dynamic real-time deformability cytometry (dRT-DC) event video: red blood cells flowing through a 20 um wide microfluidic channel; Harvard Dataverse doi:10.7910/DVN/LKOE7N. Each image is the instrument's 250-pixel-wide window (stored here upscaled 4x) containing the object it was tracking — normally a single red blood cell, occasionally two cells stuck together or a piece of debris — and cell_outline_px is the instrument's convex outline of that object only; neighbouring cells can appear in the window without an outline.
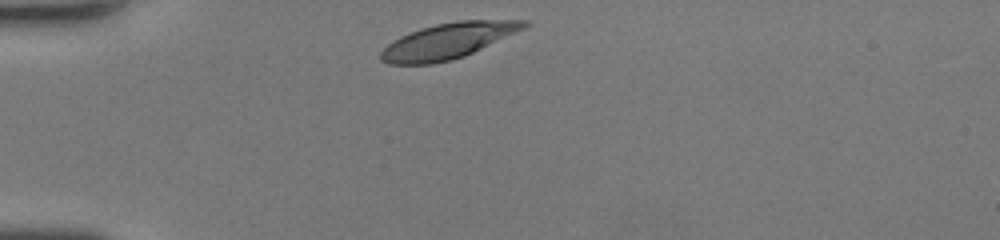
{"species": "human", "species_latin": "Homo sapiens", "temperature_condition": "room temperature", "stored_images_in_passage": 27, "camera_frame_rate_fps": 3000, "um_per_image_px": 0.085, "donor": {"sex": "female"}, "frame": {"image": 1, "passage_image": 1, "time_ms": 0.0, "image_size_px": [1000, 240], "cell_outline_px": [[532, 24], [524, 28], [464, 56], [452, 60], [432, 64], [388, 64], [380, 60], [380, 52], [388, 44], [400, 36], [420, 28], [436, 24], [456, 20], [528, 20]], "centroid_in_image_um": [38.06, 3.47], "position_along_channel_um": 46.9, "area_um2": 29.54}}
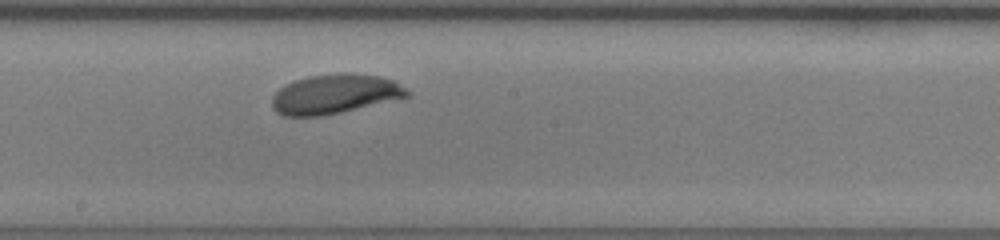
{"frame": {"image": 2, "passage_image": 15, "time_ms": 4.667, "image_size_px": [1000, 240], "cell_outline_px": [[412, 96], [340, 112], [320, 116], [284, 116], [276, 112], [272, 108], [272, 96], [284, 84], [308, 76], [344, 72], [380, 76], [396, 80], [412, 92]], "centroid_in_image_um": [28.5, 7.98], "position_along_channel_um": 219.7, "area_um2": 31.39}}
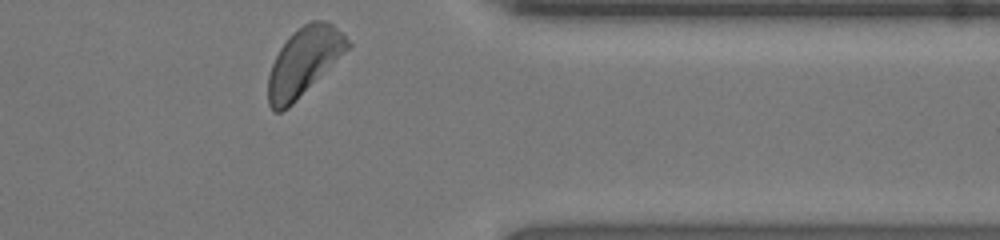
{"frame": {"image": 3, "passage_image": 27, "time_ms": 8.667, "image_size_px": [1000, 240], "cell_outline_px": [[352, 44], [288, 108], [280, 112], [272, 112], [268, 104], [268, 76], [272, 64], [280, 48], [288, 36], [292, 32], [304, 24], [312, 20], [324, 20], [332, 24]], "centroid_in_image_um": [25.78, 5.24], "position_along_channel_um": 385.6, "area_um2": 30.81}, "authors_computed_cell_mechanics": {"area_um2": 31.0386, "velocity_mm_per_s": 4.3585, "shape_relaxation_time_tau1_ms": 1.9786, "shape_relaxation_time_tau2_ms": null, "deformation_change_tau1": 0.1226, "deformation_change_tau2": null}}